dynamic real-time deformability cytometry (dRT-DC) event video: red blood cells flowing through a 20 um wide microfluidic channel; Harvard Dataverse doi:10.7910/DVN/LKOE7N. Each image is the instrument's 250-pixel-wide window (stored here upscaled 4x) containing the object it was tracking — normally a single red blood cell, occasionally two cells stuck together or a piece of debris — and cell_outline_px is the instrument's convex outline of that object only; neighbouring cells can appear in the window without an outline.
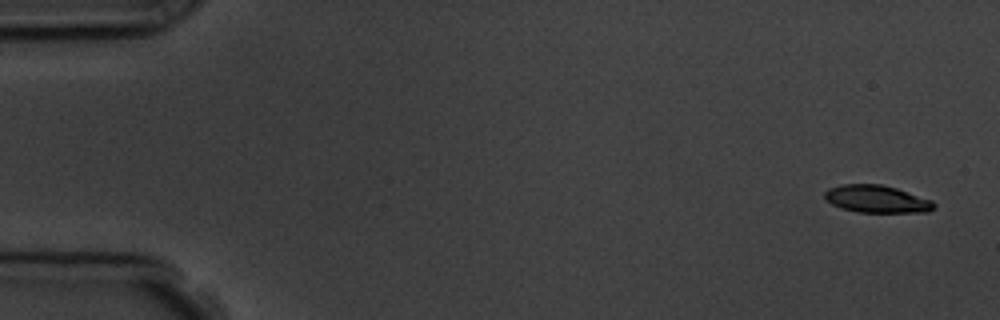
{"species": "common noctule bat (a hibernating species)", "species_latin": "Nyctalus noctula", "temperature_condition": "room temperature", "stored_images_in_passage": 5, "camera_frame_rate_fps": 3000, "um_per_image_px": 0.085, "animal": {"sex": "male", "body_mass_g": 19.5, "forearm_length_mm": 54.6}, "frame": {"image": 1, "passage_image": 1, "time_ms": 0.0, "image_size_px": [1000, 320], "cell_outline_px": [[936, 208], [928, 212], [856, 212], [840, 208], [832, 204], [824, 196], [824, 192], [828, 188], [840, 184], [880, 184], [896, 188], [932, 200], [936, 204]], "centroid_in_image_um": [74.52, 16.92], "position_along_channel_um": 10.5, "area_um2": 17.57}}
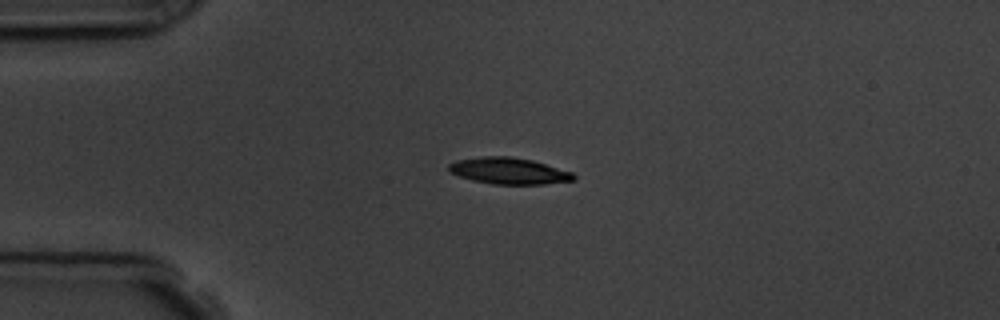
{"frame": {"image": 2, "passage_image": 4, "time_ms": 3.667, "image_size_px": [1000, 320], "cell_outline_px": [[576, 180], [544, 184], [492, 184], [472, 180], [448, 172], [448, 164], [456, 160], [480, 156], [512, 156], [532, 160], [572, 172], [576, 176]], "centroid_in_image_um": [43.23, 14.52], "position_along_channel_um": 41.8, "area_um2": 19.36}}